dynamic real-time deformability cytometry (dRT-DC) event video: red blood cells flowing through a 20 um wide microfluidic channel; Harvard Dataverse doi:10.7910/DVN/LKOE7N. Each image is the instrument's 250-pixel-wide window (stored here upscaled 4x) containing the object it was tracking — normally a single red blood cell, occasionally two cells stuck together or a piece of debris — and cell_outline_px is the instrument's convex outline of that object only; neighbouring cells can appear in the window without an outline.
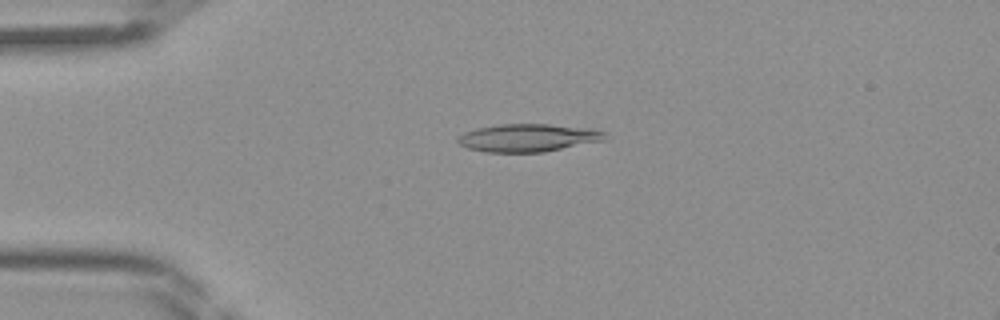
{"species": "Egyptian fruit bat (a non-hibernating species)", "species_latin": "Rousettus aegyptiacus", "temperature_condition": "room temperature", "stored_images_in_passage": 43, "camera_frame_rate_fps": 3000, "um_per_image_px": 0.085, "frame": {"image": 1, "passage_image": 10, "time_ms": 3.0, "image_size_px": [1000, 320], "cell_outline_px": [[604, 140], [544, 152], [484, 152], [468, 148], [460, 144], [456, 140], [464, 132], [476, 128], [496, 124], [548, 124], [596, 128], [604, 132]], "centroid_in_image_um": [44.88, 11.7], "position_along_channel_um": 40.1, "area_um2": 23.93}}
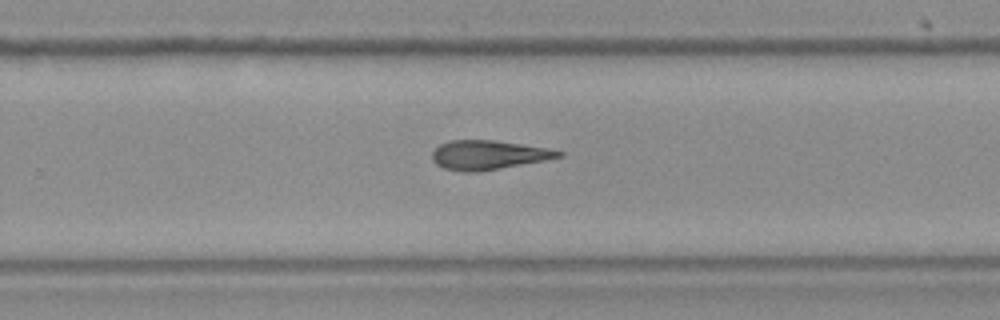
{"frame": {"image": 2, "passage_image": 28, "time_ms": 9.0, "image_size_px": [1000, 320], "cell_outline_px": [[564, 156], [544, 160], [480, 172], [464, 172], [444, 168], [436, 164], [432, 160], [432, 152], [440, 144], [448, 140], [496, 140], [544, 148], [564, 152]], "centroid_in_image_um": [41.46, 13.17], "position_along_channel_um": 288.3, "area_um2": 21.39}}
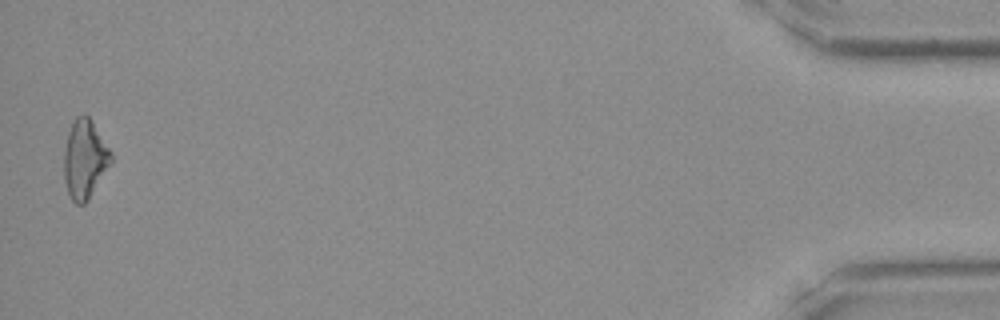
{"frame": {"image": 3, "passage_image": 43, "time_ms": 14.0, "image_size_px": [1000, 320], "cell_outline_px": [[112, 164], [88, 200], [84, 204], [76, 204], [68, 196], [64, 180], [64, 148], [68, 132], [76, 116], [84, 112], [88, 116], [112, 152]], "centroid_in_image_um": [7.2, 13.55], "position_along_channel_um": 428.0, "area_um2": 21.85}}